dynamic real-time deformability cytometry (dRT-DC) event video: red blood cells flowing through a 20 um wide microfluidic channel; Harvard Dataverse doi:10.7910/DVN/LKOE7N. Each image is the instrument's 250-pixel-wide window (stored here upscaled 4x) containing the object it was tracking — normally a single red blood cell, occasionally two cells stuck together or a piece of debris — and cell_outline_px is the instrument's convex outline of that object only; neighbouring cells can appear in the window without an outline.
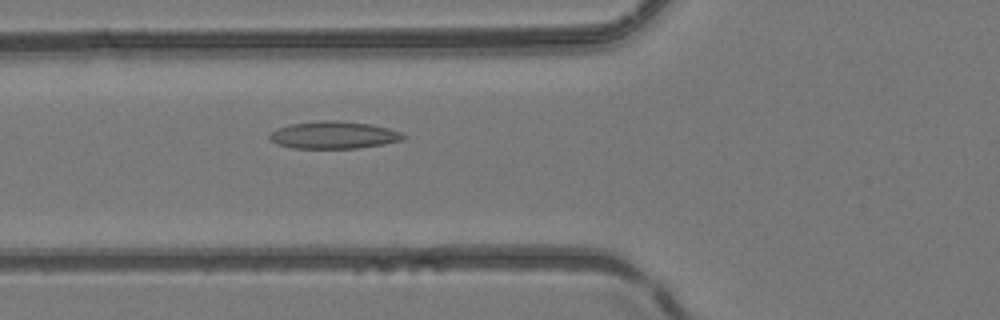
{"species": "common noctule bat (a hibernating species)", "species_latin": "Nyctalus noctula", "temperature_condition": "room temperature", "stored_images_in_passage": 36, "camera_frame_rate_fps": 3000, "um_per_image_px": 0.085, "animal": {"sex": "female", "body_mass_g": 24.6, "forearm_length_mm": 56.2}, "frame": {"image": 1, "passage_image": 5, "time_ms": 1.333, "image_size_px": [1000, 320], "cell_outline_px": [[408, 136], [404, 140], [384, 144], [356, 148], [292, 148], [276, 144], [268, 136], [276, 128], [288, 124], [320, 120], [336, 120], [372, 124], [388, 128], [400, 132]], "centroid_in_image_um": [28.37, 11.47], "position_along_channel_um": 97.4, "area_um2": 21.5}}
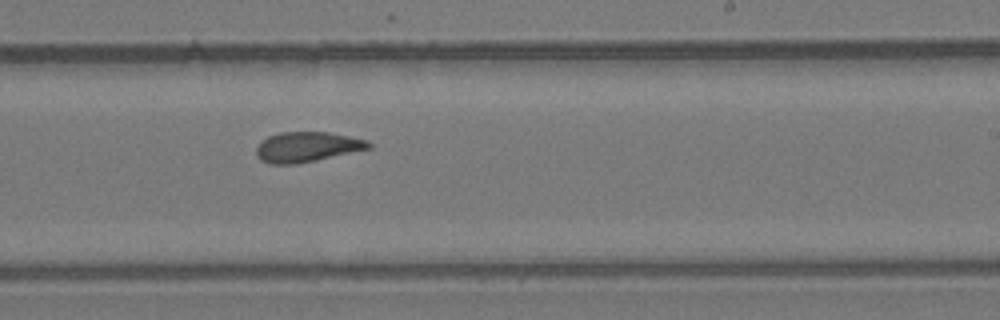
{"frame": {"image": 2, "passage_image": 17, "time_ms": 5.333, "image_size_px": [1000, 320], "cell_outline_px": [[372, 148], [316, 160], [296, 164], [272, 164], [260, 160], [256, 156], [256, 148], [268, 136], [280, 132], [328, 132], [348, 136], [364, 140], [372, 144]], "centroid_in_image_um": [26.08, 12.49], "position_along_channel_um": 262.9, "area_um2": 19.54}}
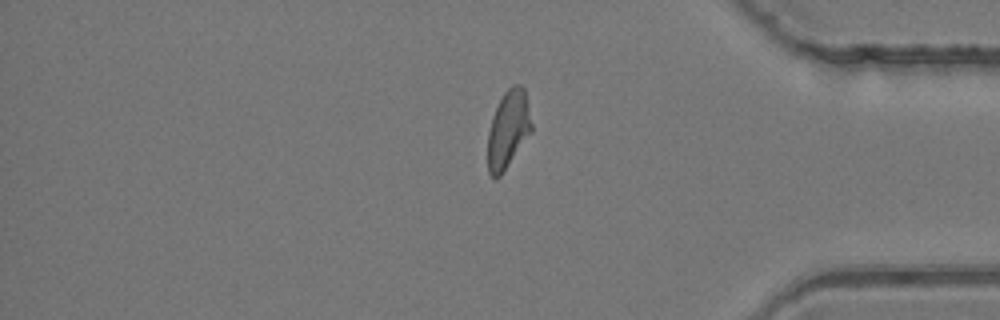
{"frame": {"image": 3, "passage_image": 28, "time_ms": 9.0, "image_size_px": [1000, 320], "cell_outline_px": [[532, 132], [500, 176], [496, 180], [488, 172], [488, 132], [492, 116], [504, 92], [512, 84], [520, 84], [524, 88], [532, 124]], "centroid_in_image_um": [43.19, 11.0], "position_along_channel_um": 392.0, "area_um2": 19.77}, "authors_computed_cell_mechanics": {"area_um2": 19.7965, "velocity_mm_per_s": 4.1232, "shape_relaxation_time_tau1_ms": null, "shape_relaxation_time_tau2_ms": 1.8185, "deformation_change_tau1": null, "deformation_change_tau2": 0.0789}}